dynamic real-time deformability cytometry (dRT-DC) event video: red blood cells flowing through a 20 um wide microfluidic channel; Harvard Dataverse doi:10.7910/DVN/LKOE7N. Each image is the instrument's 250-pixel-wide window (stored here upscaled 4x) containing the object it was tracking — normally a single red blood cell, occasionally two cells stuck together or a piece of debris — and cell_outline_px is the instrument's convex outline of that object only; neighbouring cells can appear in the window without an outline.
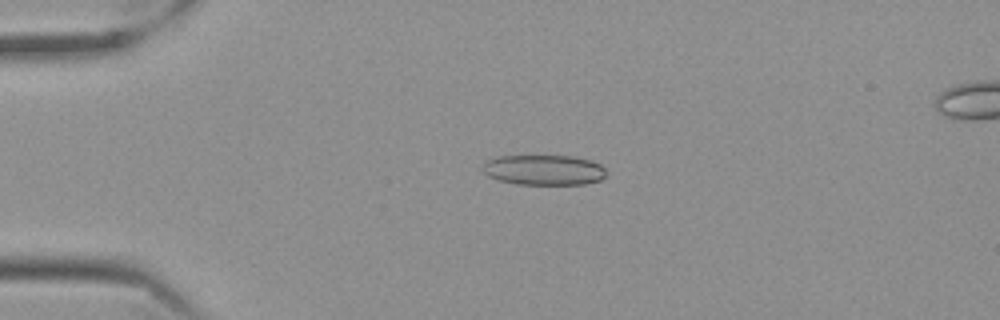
{"species": "Egyptian fruit bat (a non-hibernating species)", "species_latin": "Rousettus aegyptiacus", "temperature_condition": "cold", "stored_images_in_passage": 58, "camera_frame_rate_fps": 3000, "um_per_image_px": 0.085, "frame": {"image": 1, "passage_image": 14, "time_ms": 4.333, "image_size_px": [1000, 320], "cell_outline_px": [[604, 176], [600, 180], [584, 184], [516, 184], [500, 180], [488, 176], [480, 168], [488, 160], [496, 156], [572, 156], [592, 160], [600, 164], [604, 168]], "centroid_in_image_um": [46.21, 14.44], "position_along_channel_um": 38.8, "area_um2": 21.73}}
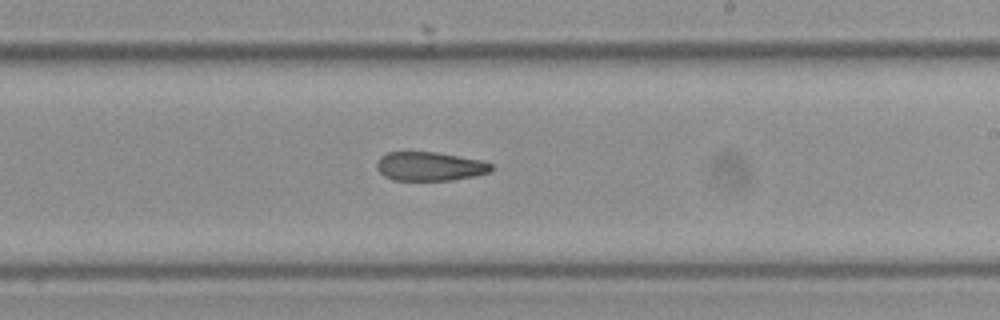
{"frame": {"image": 2, "passage_image": 35, "time_ms": 11.333, "image_size_px": [1000, 320], "cell_outline_px": [[492, 172], [472, 176], [448, 180], [392, 180], [384, 176], [376, 168], [376, 164], [380, 156], [388, 152], [436, 152], [480, 160], [492, 164]], "centroid_in_image_um": [36.5, 14.14], "position_along_channel_um": 252.5, "area_um2": 19.19}}
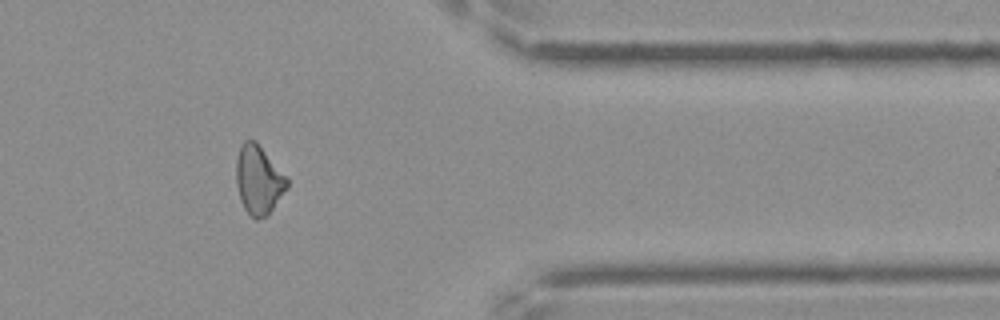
{"frame": {"image": 3, "passage_image": 48, "time_ms": 15.667, "image_size_px": [1000, 320], "cell_outline_px": [[288, 188], [268, 216], [256, 220], [244, 208], [240, 200], [236, 184], [236, 160], [240, 144], [244, 140], [256, 140], [288, 180]], "centroid_in_image_um": [21.96, 15.3], "position_along_channel_um": 389.4, "area_um2": 20.46}}